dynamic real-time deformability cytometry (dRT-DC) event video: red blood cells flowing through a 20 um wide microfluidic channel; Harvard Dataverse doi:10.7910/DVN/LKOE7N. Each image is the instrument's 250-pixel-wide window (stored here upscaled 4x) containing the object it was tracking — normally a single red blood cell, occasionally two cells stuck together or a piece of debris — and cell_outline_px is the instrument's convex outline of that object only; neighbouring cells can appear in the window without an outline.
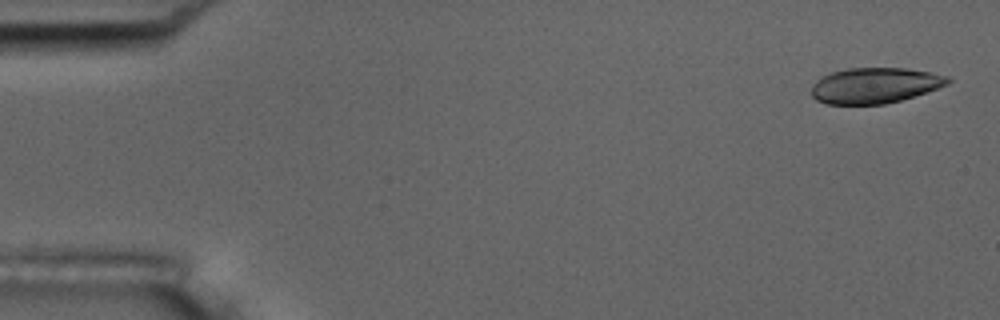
{"species": "common noctule bat (a hibernating species)", "species_latin": "Nyctalus noctula", "temperature_condition": "room temperature", "stored_images_in_passage": 56, "camera_frame_rate_fps": 3000, "um_per_image_px": 0.085, "animal": {"sex": "male", "body_mass_g": 17.5, "forearm_length_mm": 52.3}, "frame": {"image": 1, "passage_image": 2, "time_ms": 0.333, "image_size_px": [1000, 320], "cell_outline_px": [[952, 80], [948, 84], [900, 100], [884, 104], [828, 104], [816, 100], [812, 96], [812, 84], [816, 80], [832, 72], [848, 68], [908, 68], [948, 76]], "centroid_in_image_um": [74.34, 7.26], "position_along_channel_um": 10.7, "area_um2": 28.03}}
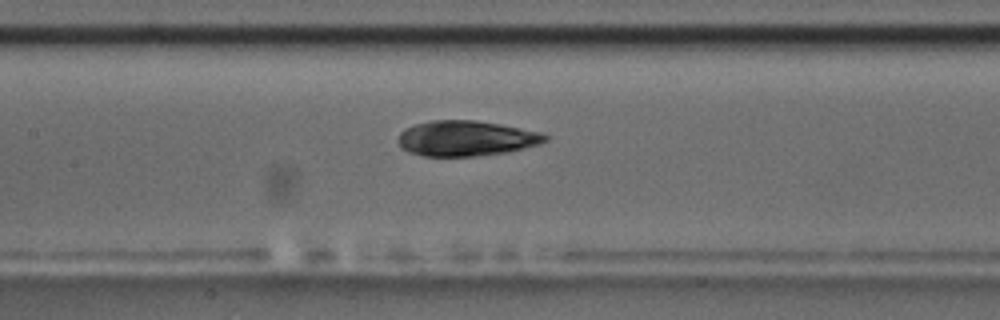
{"frame": {"image": 2, "passage_image": 26, "time_ms": 8.333, "image_size_px": [1000, 320], "cell_outline_px": [[548, 140], [540, 144], [524, 148], [504, 152], [472, 156], [424, 156], [408, 152], [396, 140], [400, 132], [404, 128], [412, 124], [432, 120], [476, 120], [500, 124], [544, 132], [548, 136]], "centroid_in_image_um": [39.61, 11.74], "position_along_channel_um": 167.8, "area_um2": 30.46}}